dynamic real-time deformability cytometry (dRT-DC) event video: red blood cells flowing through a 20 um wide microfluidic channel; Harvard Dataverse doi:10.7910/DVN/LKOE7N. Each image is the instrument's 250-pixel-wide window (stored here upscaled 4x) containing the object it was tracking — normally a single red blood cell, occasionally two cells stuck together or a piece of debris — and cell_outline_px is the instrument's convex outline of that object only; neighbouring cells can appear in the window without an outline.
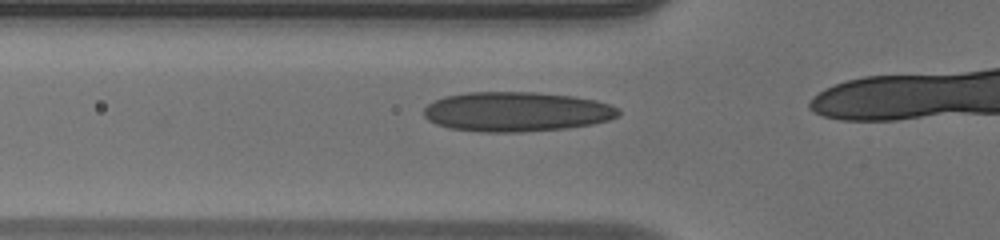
{"species": "human", "species_latin": "Homo sapiens", "temperature_condition": "warm", "stored_images_in_passage": 34, "camera_frame_rate_fps": 3000, "um_per_image_px": 0.085, "donor": {"sex": "male"}, "frame": {"image": 1, "passage_image": 12, "time_ms": 3.667, "image_size_px": [1000, 240], "cell_outline_px": [[620, 116], [608, 120], [592, 124], [568, 128], [520, 132], [480, 132], [448, 128], [436, 124], [428, 120], [424, 116], [424, 108], [428, 104], [444, 96], [468, 92], [536, 92], [572, 96], [596, 100], [620, 108]], "centroid_in_image_um": [43.91, 9.5], "position_along_channel_um": 81.9, "area_um2": 45.26}}
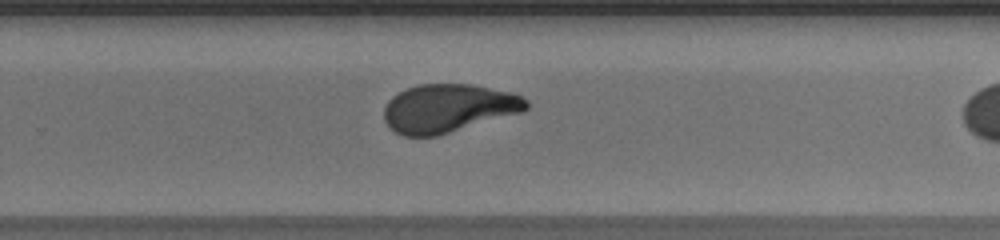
{"frame": {"image": 2, "passage_image": 27, "time_ms": 8.667, "image_size_px": [1000, 240], "cell_outline_px": [[528, 108], [524, 112], [436, 136], [404, 136], [396, 132], [384, 120], [384, 108], [388, 100], [392, 96], [408, 88], [420, 84], [472, 84], [512, 92], [528, 100]], "centroid_in_image_um": [38.14, 9.2], "position_along_channel_um": 291.7, "area_um2": 40.11}}
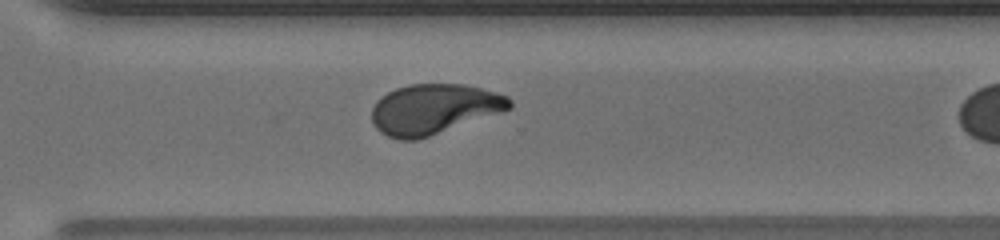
{"frame": {"image": 3, "passage_image": 30, "time_ms": 9.667, "image_size_px": [1000, 240], "cell_outline_px": [[512, 108], [416, 140], [400, 140], [388, 136], [380, 132], [372, 124], [372, 108], [376, 100], [388, 92], [396, 88], [408, 84], [464, 84], [480, 88], [508, 96], [512, 100]], "centroid_in_image_um": [36.84, 9.26], "position_along_channel_um": 333.8, "area_um2": 39.94}}